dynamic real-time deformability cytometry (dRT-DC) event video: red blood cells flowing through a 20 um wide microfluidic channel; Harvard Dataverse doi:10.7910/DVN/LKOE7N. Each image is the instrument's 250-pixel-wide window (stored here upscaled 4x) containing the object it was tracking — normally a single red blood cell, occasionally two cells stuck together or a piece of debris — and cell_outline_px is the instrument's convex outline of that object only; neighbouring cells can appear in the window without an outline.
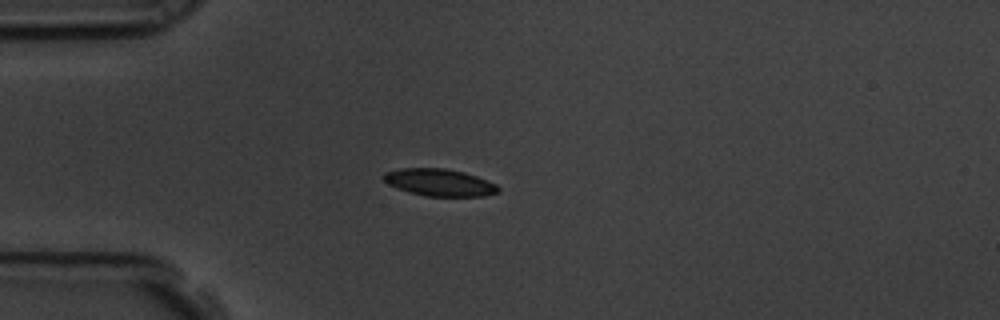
{"species": "common noctule bat (a hibernating species)", "species_latin": "Nyctalus noctula", "temperature_condition": "room temperature", "stored_images_in_passage": 43, "camera_frame_rate_fps": 3000, "um_per_image_px": 0.085, "animal": {"sex": "male", "body_mass_g": 19.5, "forearm_length_mm": 54.6}, "frame": {"image": 1, "passage_image": 1, "time_ms": 0.0, "image_size_px": [1000, 320], "cell_outline_px": [[500, 192], [484, 196], [424, 196], [408, 192], [396, 188], [388, 184], [384, 180], [384, 172], [400, 168], [444, 168], [464, 172], [488, 180], [496, 184], [500, 188]], "centroid_in_image_um": [37.36, 15.51], "position_along_channel_um": 47.6, "area_um2": 18.26}}
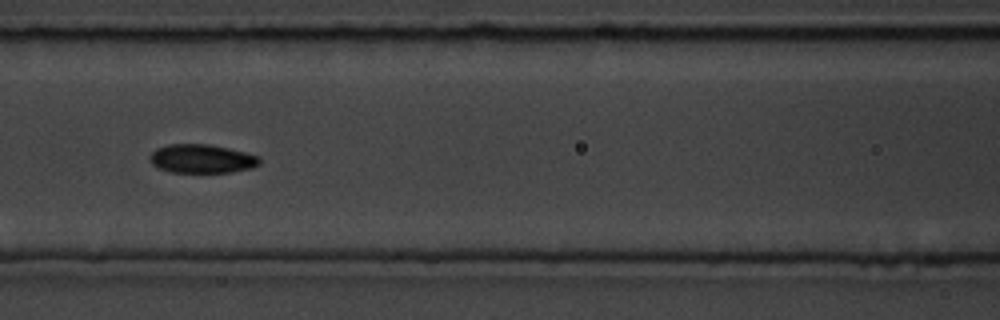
{"frame": {"image": 2, "passage_image": 11, "time_ms": 3.333, "image_size_px": [1000, 320], "cell_outline_px": [[260, 164], [252, 168], [232, 172], [172, 172], [160, 168], [152, 164], [148, 160], [148, 156], [156, 148], [168, 144], [208, 144], [228, 148], [260, 156]], "centroid_in_image_um": [17.14, 13.49], "position_along_channel_um": 149.5, "area_um2": 18.44}}
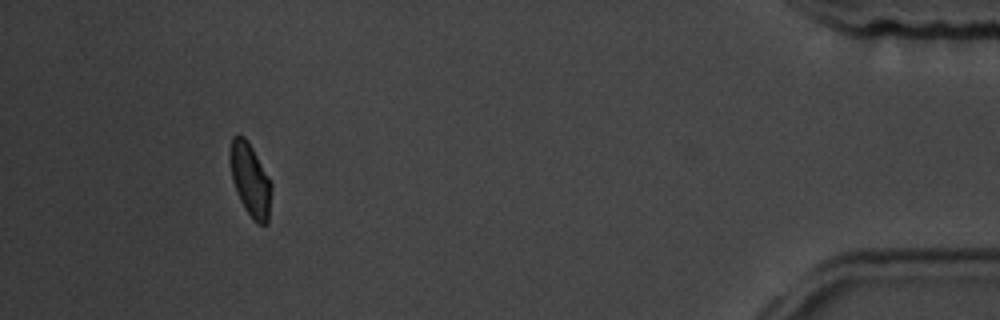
{"frame": {"image": 3, "passage_image": 39, "time_ms": 12.667, "image_size_px": [1000, 320], "cell_outline_px": [[272, 188], [268, 224], [256, 224], [252, 220], [244, 208], [236, 192], [232, 180], [228, 156], [228, 152], [232, 136], [244, 136], [248, 140], [268, 176], [272, 184]], "centroid_in_image_um": [21.25, 15.29], "position_along_channel_um": 413.9, "area_um2": 17.98}, "authors_computed_cell_mechanics": {"area_um2": 17.9758, "velocity_mm_per_s": 3.5283, "shape_relaxation_time_tau1_ms": null, "shape_relaxation_time_tau2_ms": 2.844, "deformation_change_tau1": null, "deformation_change_tau2": 0.066}}